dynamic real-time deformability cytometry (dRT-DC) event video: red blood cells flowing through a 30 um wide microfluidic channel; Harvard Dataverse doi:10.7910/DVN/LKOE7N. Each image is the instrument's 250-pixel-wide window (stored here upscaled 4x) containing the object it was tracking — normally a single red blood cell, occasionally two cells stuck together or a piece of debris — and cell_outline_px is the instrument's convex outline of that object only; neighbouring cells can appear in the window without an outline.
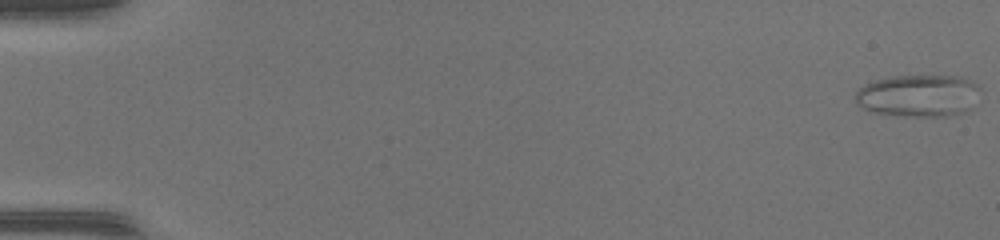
{"species": "common noctule bat (a hibernating species)", "species_latin": "Nyctalus noctula", "temperature_condition": "warm", "stored_images_in_passage": 51, "camera_frame_rate_fps": 3000, "um_per_image_px": 0.085, "animal": {"sex": "female", "body_mass_g": 17.0, "forearm_length_mm": 48.0}, "frame": {"image": 1, "passage_image": 1, "time_ms": 0.0, "image_size_px": [1000, 240], "cell_outline_px": [[980, 88], [968, 108], [964, 112], [948, 116], [904, 116], [872, 112], [856, 104], [852, 100], [856, 92], [864, 84], [876, 80], [892, 76], [960, 76], [972, 80]], "centroid_in_image_um": [78.0, 8.13], "position_along_channel_um": 7.0, "area_um2": 30.58}}
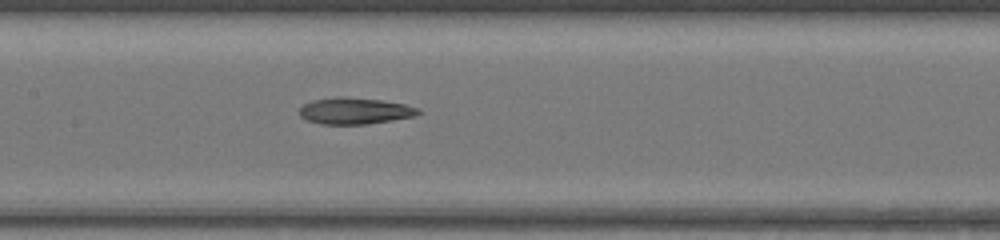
{"frame": {"image": 2, "passage_image": 26, "time_ms": 8.333, "image_size_px": [1000, 240], "cell_outline_px": [[424, 112], [416, 116], [368, 124], [320, 124], [308, 120], [300, 116], [300, 108], [304, 104], [312, 100], [336, 96], [344, 96], [380, 100], [404, 104], [420, 108]], "centroid_in_image_um": [30.2, 9.42], "position_along_channel_um": 177.2, "area_um2": 18.5}}
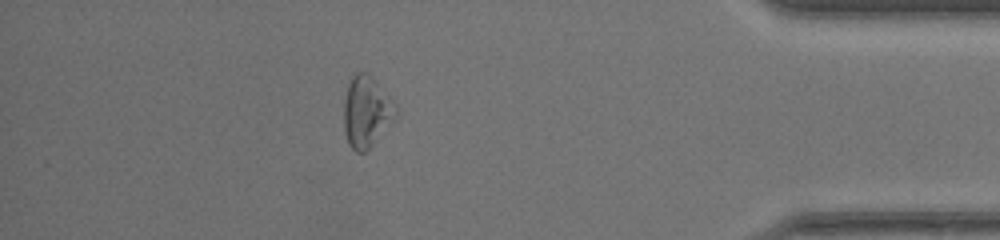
{"frame": {"image": 3, "passage_image": 45, "time_ms": 14.667, "image_size_px": [1000, 240], "cell_outline_px": [[400, 112], [396, 120], [364, 152], [356, 152], [348, 144], [344, 132], [344, 100], [348, 84], [352, 76], [356, 72], [368, 72], [376, 80], [396, 104]], "centroid_in_image_um": [31.18, 9.48], "position_along_channel_um": 404.0, "area_um2": 21.96}, "authors_computed_cell_mechanics": {"area_um2": 20.4034, "velocity_mm_per_s": 4.2, "shape_relaxation_time_tau1_ms": null, "shape_relaxation_time_tau2_ms": 4.135, "deformation_change_tau1": null, "deformation_change_tau2": 0.1374}}